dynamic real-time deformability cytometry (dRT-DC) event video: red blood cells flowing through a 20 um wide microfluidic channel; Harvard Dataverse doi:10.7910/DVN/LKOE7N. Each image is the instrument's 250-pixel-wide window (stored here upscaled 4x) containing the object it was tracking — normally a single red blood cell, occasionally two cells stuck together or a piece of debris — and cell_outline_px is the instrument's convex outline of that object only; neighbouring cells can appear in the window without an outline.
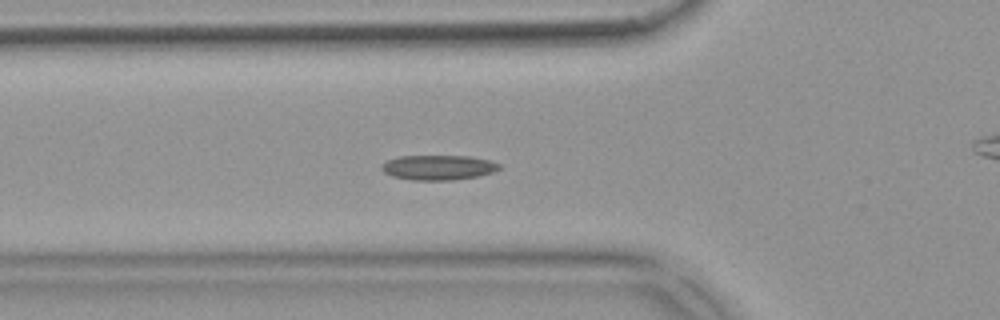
{"species": "common noctule bat (a hibernating species)", "species_latin": "Nyctalus noctula", "temperature_condition": "warm", "stored_images_in_passage": 45, "camera_frame_rate_fps": 3000, "um_per_image_px": 0.085, "animal": {"sex": "female", "body_mass_g": 18.4}, "frame": {"image": 1, "passage_image": 10, "time_ms": 3.0, "image_size_px": [1000, 320], "cell_outline_px": [[500, 168], [492, 172], [480, 176], [452, 180], [412, 180], [392, 176], [384, 172], [380, 168], [380, 164], [388, 160], [400, 156], [468, 156], [488, 160], [500, 164]], "centroid_in_image_um": [37.23, 14.24], "position_along_channel_um": 88.6, "area_um2": 17.05}}
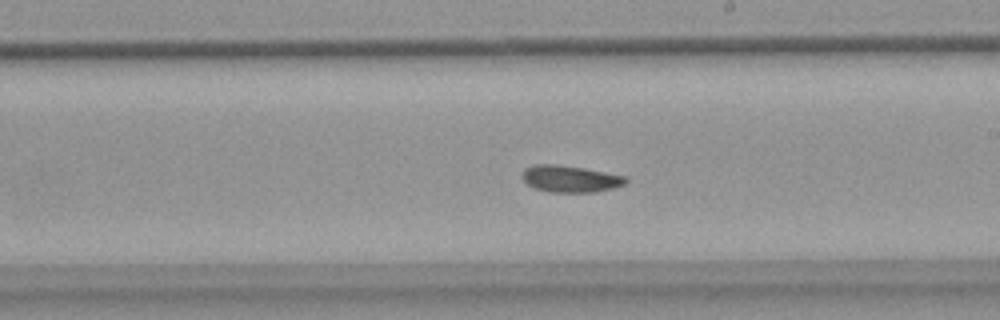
{"frame": {"image": 2, "passage_image": 22, "time_ms": 7.0, "image_size_px": [1000, 320], "cell_outline_px": [[628, 180], [624, 184], [612, 188], [596, 192], [548, 192], [536, 188], [528, 184], [520, 176], [524, 168], [536, 164], [556, 164], [584, 168], [628, 176]], "centroid_in_image_um": [48.47, 15.19], "position_along_channel_um": 240.5, "area_um2": 16.24}}
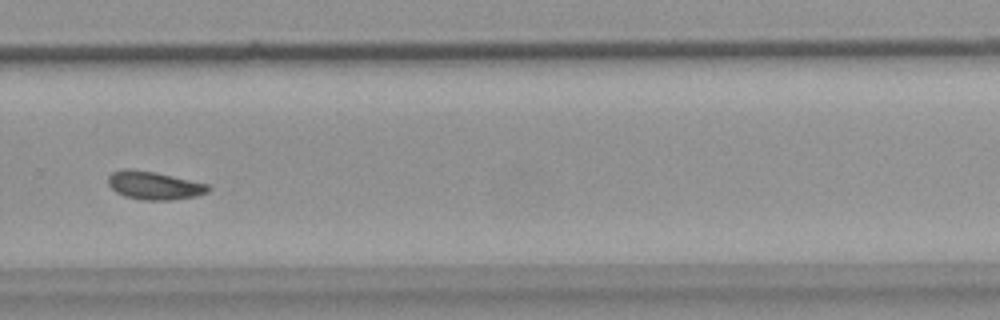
{"frame": {"image": 3, "passage_image": 28, "time_ms": 9.0, "image_size_px": [1000, 320], "cell_outline_px": [[212, 188], [208, 192], [196, 196], [168, 200], [144, 200], [124, 196], [116, 192], [108, 184], [108, 176], [112, 172], [124, 168], [156, 172], [208, 184]], "centroid_in_image_um": [13.1, 15.76], "position_along_channel_um": 316.7, "area_um2": 16.42}, "authors_computed_cell_mechanics": {"area_um2": 16.1262, "velocity_mm_per_s": 3.8078, "shape_relaxation_time_tau1_ms": 8.2269, "shape_relaxation_time_tau2_ms": 10.0692, "deformation_change_tau1": 0.1255, "deformation_change_tau2": 0.1281}}